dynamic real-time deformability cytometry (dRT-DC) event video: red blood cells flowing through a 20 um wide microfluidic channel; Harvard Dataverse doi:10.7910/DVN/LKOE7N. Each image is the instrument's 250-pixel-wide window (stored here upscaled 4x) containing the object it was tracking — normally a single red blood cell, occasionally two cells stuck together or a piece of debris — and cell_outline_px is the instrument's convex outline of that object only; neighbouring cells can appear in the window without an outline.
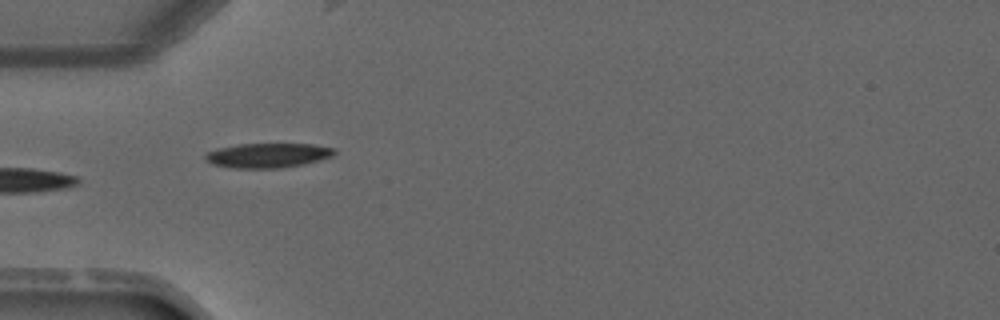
{"species": "common noctule bat (a hibernating species)", "species_latin": "Nyctalus noctula", "temperature_condition": "warm", "stored_images_in_passage": 5, "camera_frame_rate_fps": 3000, "um_per_image_px": 0.085, "animal": {"sex": "male", "forearm_length_mm": 52.5}, "frame": {"image": 1, "passage_image": 5, "time_ms": 4.667, "image_size_px": [1000, 320], "cell_outline_px": [[336, 152], [332, 156], [320, 160], [304, 164], [276, 168], [236, 168], [212, 164], [204, 160], [204, 156], [208, 152], [216, 148], [240, 144], [312, 144], [336, 148]], "centroid_in_image_um": [22.76, 13.2], "position_along_channel_um": 62.2, "area_um2": 18.5}}